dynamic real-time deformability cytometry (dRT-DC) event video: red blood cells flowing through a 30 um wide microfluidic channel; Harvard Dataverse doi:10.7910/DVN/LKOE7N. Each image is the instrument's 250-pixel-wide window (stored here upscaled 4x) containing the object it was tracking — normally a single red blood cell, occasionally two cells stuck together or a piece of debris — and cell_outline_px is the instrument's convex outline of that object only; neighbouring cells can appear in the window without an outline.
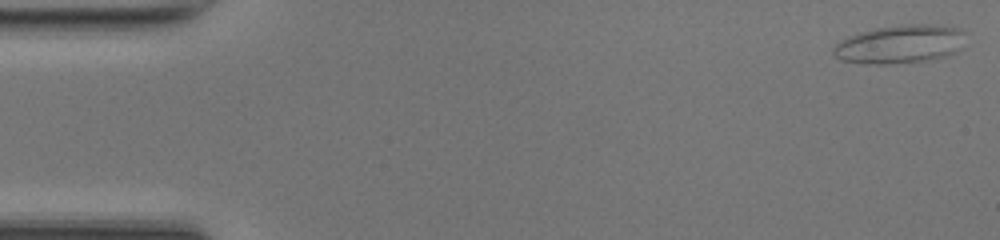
{"species": "common noctule bat (a hibernating species)", "species_latin": "Nyctalus noctula", "temperature_condition": "room temperature", "stored_images_in_passage": 49, "segment_of_instrument_passage": [1, 2], "camera_frame_rate_fps": 3000, "um_per_image_px": 0.085, "animal": {"sex": "female", "body_mass_g": 17.0, "forearm_length_mm": 48.0}, "frame": {"image": 1, "passage_image": 1, "time_ms": 0.0, "image_size_px": [1000, 240], "cell_outline_px": [[968, 32], [956, 52], [944, 56], [924, 60], [884, 64], [868, 64], [840, 60], [832, 52], [832, 48], [840, 40], [848, 36], [860, 32], [876, 28], [900, 24], [924, 24], [960, 28]], "centroid_in_image_um": [76.47, 3.74], "position_along_channel_um": 8.5, "area_um2": 29.48}}
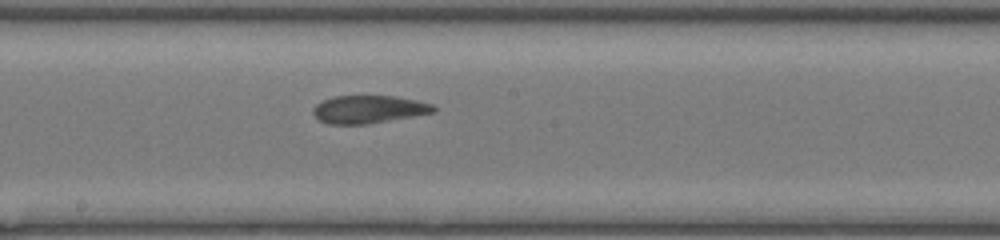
{"frame": {"image": 2, "passage_image": 26, "time_ms": 8.333, "image_size_px": [1000, 240], "cell_outline_px": [[436, 112], [368, 124], [328, 124], [320, 120], [312, 112], [312, 108], [316, 104], [324, 100], [336, 96], [396, 96], [416, 100], [432, 104], [436, 108]], "centroid_in_image_um": [31.35, 9.29], "position_along_channel_um": 216.9, "area_um2": 19.48}}
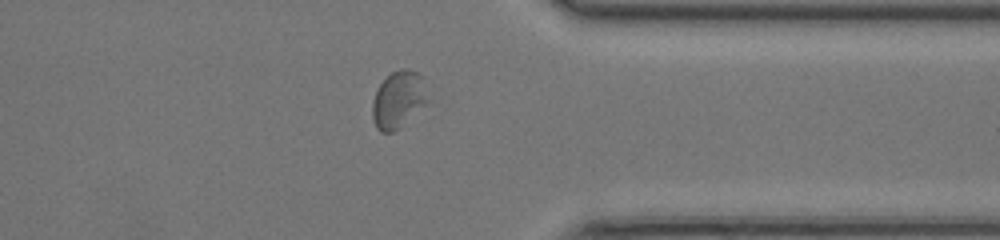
{"frame": {"image": 3, "passage_image": 38, "time_ms": 12.333, "image_size_px": [1000, 240], "cell_outline_px": [[428, 104], [400, 128], [392, 132], [380, 132], [376, 128], [372, 116], [372, 100], [380, 84], [392, 72], [400, 68], [408, 68], [416, 72], [420, 76], [428, 100]], "centroid_in_image_um": [33.85, 8.5], "position_along_channel_um": 377.6, "area_um2": 18.38}}